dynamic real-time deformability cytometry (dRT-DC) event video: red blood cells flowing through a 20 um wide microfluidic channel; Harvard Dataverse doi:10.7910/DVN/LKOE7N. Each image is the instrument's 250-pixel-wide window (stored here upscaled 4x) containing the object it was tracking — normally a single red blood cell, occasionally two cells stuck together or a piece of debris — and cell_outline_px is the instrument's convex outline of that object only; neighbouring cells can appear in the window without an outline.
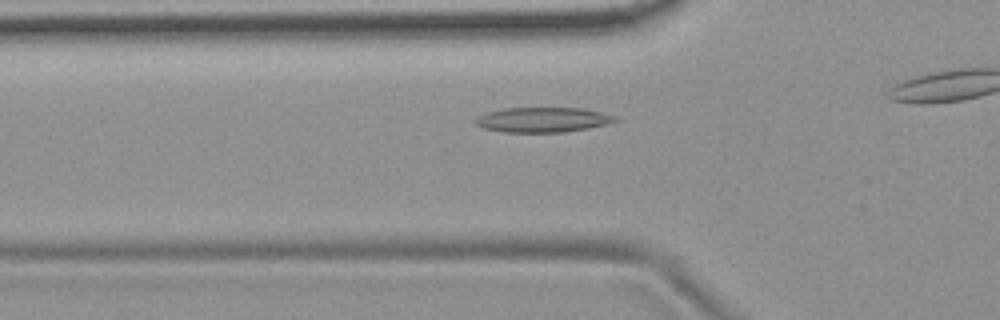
{"species": "common noctule bat (a hibernating species)", "species_latin": "Nyctalus noctula", "temperature_condition": "room temperature", "stored_images_in_passage": 16, "camera_frame_rate_fps": 3000, "um_per_image_px": 0.085, "animal": {"sex": "female", "body_mass_g": 19.9}, "frame": {"image": 1, "passage_image": 8, "time_ms": 2.333, "image_size_px": [1000, 320], "cell_outline_px": [[620, 120], [588, 128], [564, 132], [504, 132], [484, 128], [476, 124], [472, 120], [476, 116], [488, 112], [504, 108], [580, 108], [600, 112], [616, 116]], "centroid_in_image_um": [46.09, 10.18], "position_along_channel_um": 79.7, "area_um2": 20.23}}
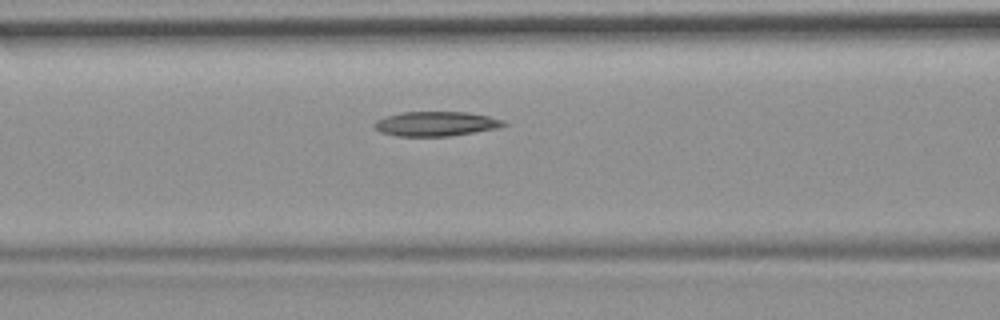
{"frame": {"image": 2, "passage_image": 12, "time_ms": 3.667, "image_size_px": [1000, 320], "cell_outline_px": [[508, 124], [496, 128], [448, 136], [396, 136], [380, 132], [372, 124], [376, 120], [384, 116], [400, 112], [468, 112], [488, 116], [504, 120]], "centroid_in_image_um": [37.01, 10.51], "position_along_channel_um": 129.6, "area_um2": 18.5}}
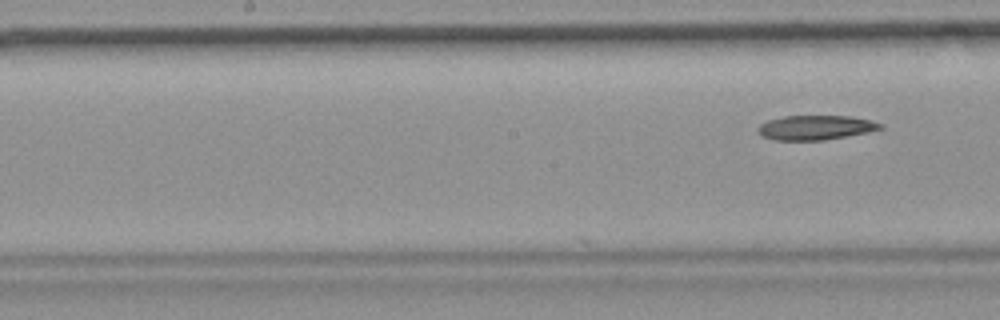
{"frame": {"image": 3, "passage_image": 16, "time_ms": 5.0, "image_size_px": [1000, 320], "cell_outline_px": [[884, 128], [868, 132], [820, 140], [776, 140], [764, 136], [756, 128], [760, 124], [768, 120], [784, 116], [852, 116], [872, 120], [884, 124]], "centroid_in_image_um": [69.37, 10.83], "position_along_channel_um": 178.8, "area_um2": 17.34}}